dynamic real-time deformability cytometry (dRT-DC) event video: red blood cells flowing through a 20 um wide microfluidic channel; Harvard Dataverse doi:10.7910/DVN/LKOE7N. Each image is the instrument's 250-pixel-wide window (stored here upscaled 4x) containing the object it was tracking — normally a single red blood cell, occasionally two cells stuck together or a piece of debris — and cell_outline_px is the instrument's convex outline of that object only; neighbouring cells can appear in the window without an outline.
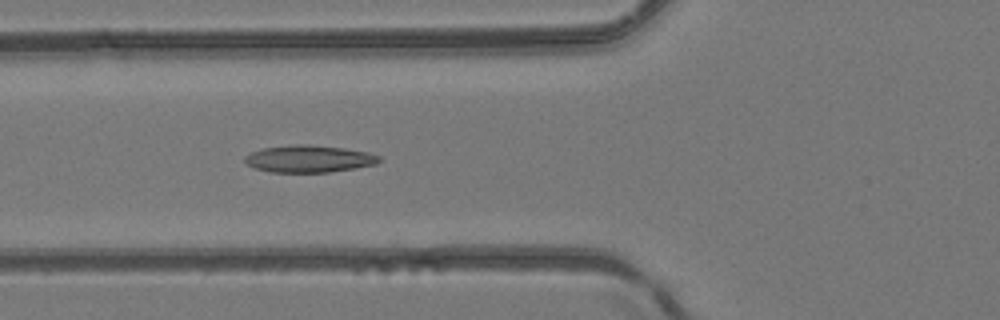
{"species": "common noctule bat (a hibernating species)", "species_latin": "Nyctalus noctula", "temperature_condition": "room temperature", "stored_images_in_passage": 5, "camera_frame_rate_fps": 3000, "um_per_image_px": 0.085, "animal": {"sex": "female", "body_mass_g": 24.6, "forearm_length_mm": 56.2}, "frame": {"image": 1, "passage_image": 5, "time_ms": 5.0, "image_size_px": [1000, 320], "cell_outline_px": [[380, 160], [376, 164], [356, 168], [328, 172], [268, 172], [256, 168], [248, 164], [244, 160], [244, 156], [252, 152], [264, 148], [296, 144], [308, 144], [344, 148], [368, 152], [380, 156]], "centroid_in_image_um": [26.28, 13.5], "position_along_channel_um": 99.5, "area_um2": 21.15}}